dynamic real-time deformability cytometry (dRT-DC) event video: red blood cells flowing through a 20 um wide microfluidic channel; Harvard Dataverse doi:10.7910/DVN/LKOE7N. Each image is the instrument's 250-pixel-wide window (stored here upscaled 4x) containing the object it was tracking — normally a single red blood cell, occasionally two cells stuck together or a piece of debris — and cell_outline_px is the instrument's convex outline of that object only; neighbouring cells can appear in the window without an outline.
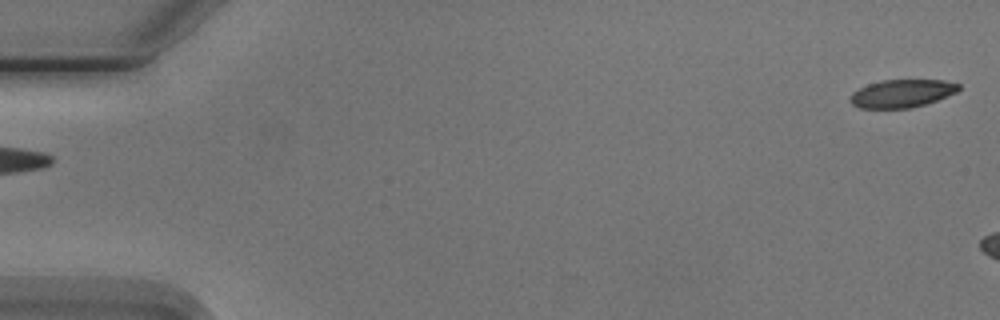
{"species": "Egyptian fruit bat (a non-hibernating species)", "species_latin": "Rousettus aegyptiacus", "temperature_condition": "cold", "stored_images_in_passage": 2, "segment_of_instrument_passage": [2, 2], "camera_frame_rate_fps": 3000, "um_per_image_px": 0.085, "animal": {"sex": "male"}, "frame": {"image": 1, "passage_image": 2, "time_ms": 1.333, "image_size_px": [1000, 320], "cell_outline_px": [[960, 88], [956, 92], [936, 100], [924, 104], [908, 108], [860, 108], [852, 104], [848, 100], [852, 92], [868, 84], [880, 80], [944, 80], [960, 84]], "centroid_in_image_um": [76.63, 7.94], "position_along_channel_um": 8.4, "area_um2": 17.57}}